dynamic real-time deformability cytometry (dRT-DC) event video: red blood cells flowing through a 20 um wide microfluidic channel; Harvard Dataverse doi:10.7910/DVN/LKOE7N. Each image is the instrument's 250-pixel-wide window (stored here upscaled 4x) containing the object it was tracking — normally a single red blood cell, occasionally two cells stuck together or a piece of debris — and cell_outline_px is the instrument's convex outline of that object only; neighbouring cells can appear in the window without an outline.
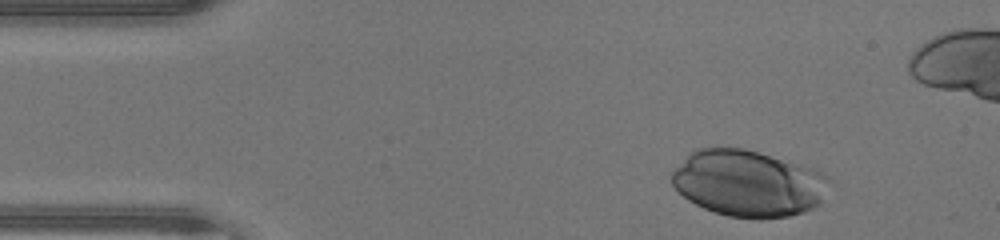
{"species": "human", "species_latin": "Homo sapiens", "temperature_condition": "warm", "stored_images_in_passage": 32, "camera_frame_rate_fps": 3000, "um_per_image_px": 0.085, "donor": {"sex": "male"}, "frame": {"image": 1, "passage_image": 1, "time_ms": 0.0, "image_size_px": [1000, 240], "cell_outline_px": [[828, 180], [820, 204], [804, 212], [788, 216], [760, 220], [752, 220], [728, 216], [704, 208], [688, 200], [672, 184], [672, 172], [696, 148], [744, 148], [800, 164], [824, 172], [828, 176]], "centroid_in_image_um": [63.61, 15.6], "position_along_channel_um": 21.4, "area_um2": 60.69}}
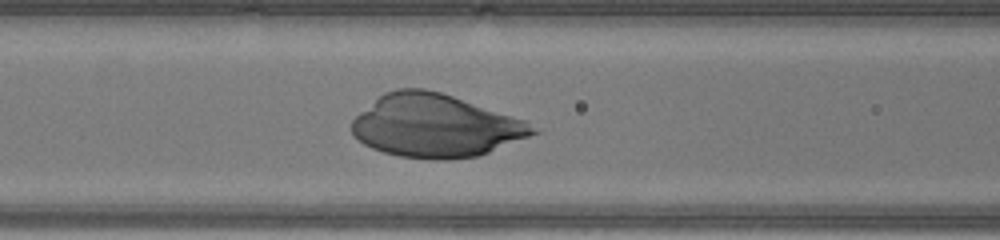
{"frame": {"image": 2, "passage_image": 14, "time_ms": 4.333, "image_size_px": [1000, 240], "cell_outline_px": [[540, 132], [480, 156], [448, 160], [440, 160], [400, 156], [384, 152], [372, 148], [364, 144], [352, 132], [352, 120], [360, 112], [384, 92], [396, 88], [424, 88], [440, 92], [524, 120]], "centroid_in_image_um": [37.0, 10.7], "position_along_channel_um": 129.6, "area_um2": 65.78}}